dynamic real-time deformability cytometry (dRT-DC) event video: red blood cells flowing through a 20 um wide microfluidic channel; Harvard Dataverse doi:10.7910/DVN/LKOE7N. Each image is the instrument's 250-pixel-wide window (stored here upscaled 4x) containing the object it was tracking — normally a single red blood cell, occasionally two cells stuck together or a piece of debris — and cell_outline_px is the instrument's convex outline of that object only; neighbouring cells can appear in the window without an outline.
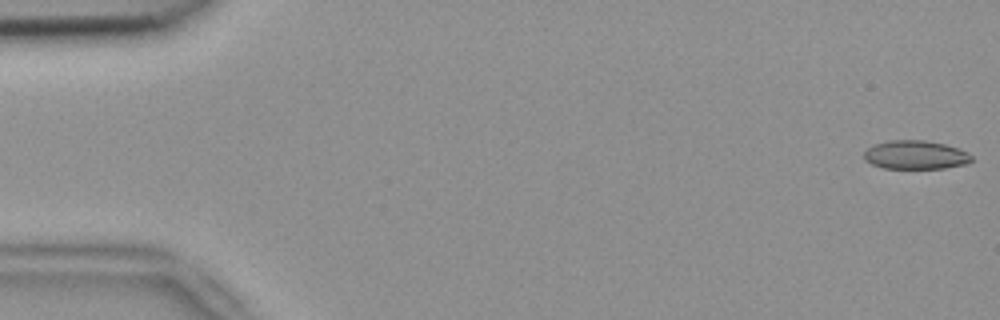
{"species": "common noctule bat (a hibernating species)", "species_latin": "Nyctalus noctula", "temperature_condition": "room temperature", "stored_images_in_passage": 53, "camera_frame_rate_fps": 3000, "um_per_image_px": 0.085, "animal": {"sex": "female", "body_mass_g": 18.4}, "frame": {"image": 1, "passage_image": 1, "time_ms": 0.0, "image_size_px": [1000, 320], "cell_outline_px": [[972, 160], [964, 164], [944, 168], [884, 168], [872, 164], [864, 160], [864, 152], [872, 144], [888, 140], [924, 140], [944, 144], [960, 148], [968, 152], [972, 156]], "centroid_in_image_um": [77.8, 13.15], "position_along_channel_um": 7.2, "area_um2": 18.03}}
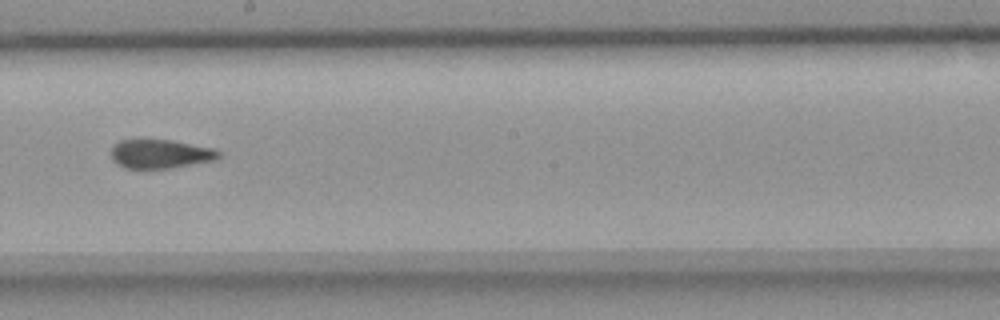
{"frame": {"image": 2, "passage_image": 30, "time_ms": 9.667, "image_size_px": [1000, 320], "cell_outline_px": [[220, 156], [216, 160], [168, 168], [124, 168], [116, 164], [112, 160], [112, 148], [120, 140], [172, 140], [216, 148], [220, 152]], "centroid_in_image_um": [13.66, 13.08], "position_along_channel_um": 234.5, "area_um2": 18.09}}
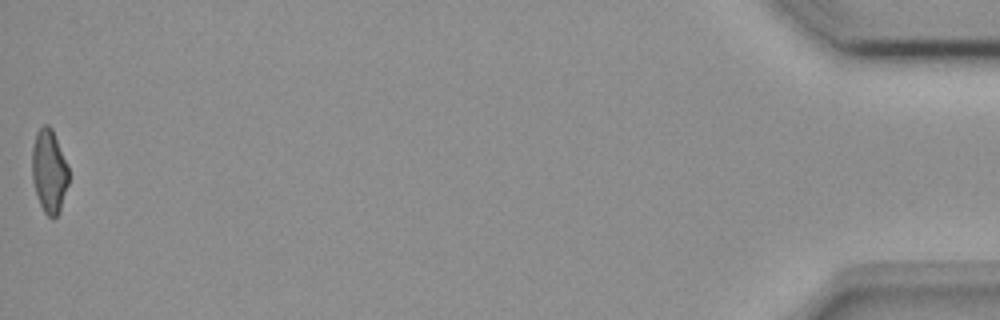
{"frame": {"image": 3, "passage_image": 53, "time_ms": 17.333, "image_size_px": [1000, 320], "cell_outline_px": [[68, 184], [60, 212], [52, 220], [44, 212], [36, 196], [32, 180], [32, 148], [36, 132], [44, 124], [48, 124], [52, 128], [68, 164]], "centroid_in_image_um": [4.18, 14.56], "position_along_channel_um": 431.0, "area_um2": 18.09}, "authors_computed_cell_mechanics": {"area_um2": 18.785, "velocity_mm_per_s": 3.8463, "shape_relaxation_time_tau1_ms": null, "shape_relaxation_time_tau2_ms": 1.7965, "deformation_change_tau1": null, "deformation_change_tau2": 0.0856}}